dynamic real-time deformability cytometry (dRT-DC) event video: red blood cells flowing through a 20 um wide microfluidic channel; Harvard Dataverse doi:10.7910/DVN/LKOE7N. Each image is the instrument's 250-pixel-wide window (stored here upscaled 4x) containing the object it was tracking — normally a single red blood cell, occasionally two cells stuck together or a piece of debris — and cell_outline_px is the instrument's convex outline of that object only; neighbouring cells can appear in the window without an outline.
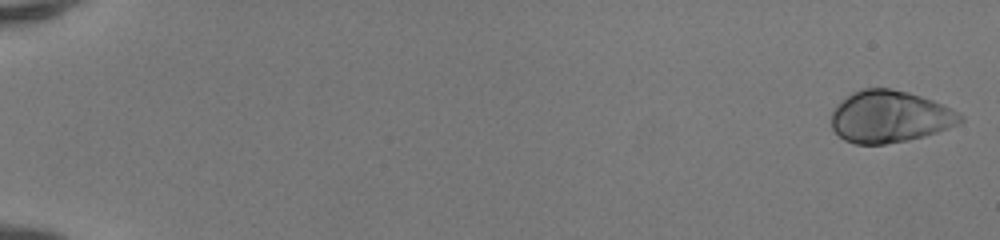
{"species": "human", "species_latin": "Homo sapiens", "temperature_condition": "room temperature", "stored_images_in_passage": 51, "camera_frame_rate_fps": 3000, "um_per_image_px": 0.085, "donor": {"sex": "female"}, "frame": {"image": 1, "passage_image": 2, "time_ms": 0.333, "image_size_px": [1000, 240], "cell_outline_px": [[964, 120], [948, 128], [924, 136], [908, 140], [884, 144], [856, 144], [844, 140], [832, 128], [832, 112], [836, 104], [852, 92], [864, 88], [892, 88], [908, 92], [932, 100], [952, 108], [960, 112], [964, 116]], "centroid_in_image_um": [75.63, 9.91], "position_along_channel_um": 9.4, "area_um2": 39.07}}
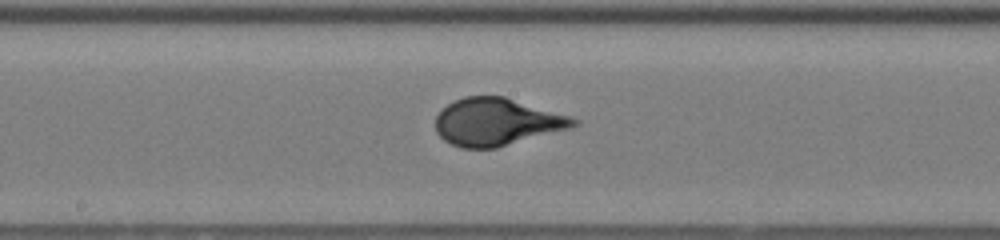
{"frame": {"image": 2, "passage_image": 30, "time_ms": 9.667, "image_size_px": [1000, 240], "cell_outline_px": [[580, 124], [572, 128], [496, 148], [460, 148], [444, 140], [436, 132], [436, 116], [448, 104], [464, 96], [504, 96], [568, 116], [580, 120]], "centroid_in_image_um": [42.23, 10.37], "position_along_channel_um": 206.0, "area_um2": 37.97}}
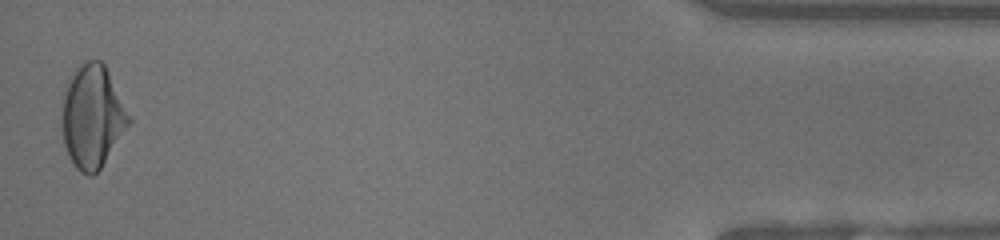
{"frame": {"image": 3, "passage_image": 51, "time_ms": 16.667, "image_size_px": [1000, 240], "cell_outline_px": [[132, 120], [100, 168], [92, 176], [88, 176], [80, 172], [76, 168], [68, 156], [64, 144], [60, 124], [64, 96], [68, 84], [76, 68], [80, 64], [88, 60], [100, 60], [104, 64]], "centroid_in_image_um": [7.83, 9.94], "position_along_channel_um": 427.4, "area_um2": 39.59}}